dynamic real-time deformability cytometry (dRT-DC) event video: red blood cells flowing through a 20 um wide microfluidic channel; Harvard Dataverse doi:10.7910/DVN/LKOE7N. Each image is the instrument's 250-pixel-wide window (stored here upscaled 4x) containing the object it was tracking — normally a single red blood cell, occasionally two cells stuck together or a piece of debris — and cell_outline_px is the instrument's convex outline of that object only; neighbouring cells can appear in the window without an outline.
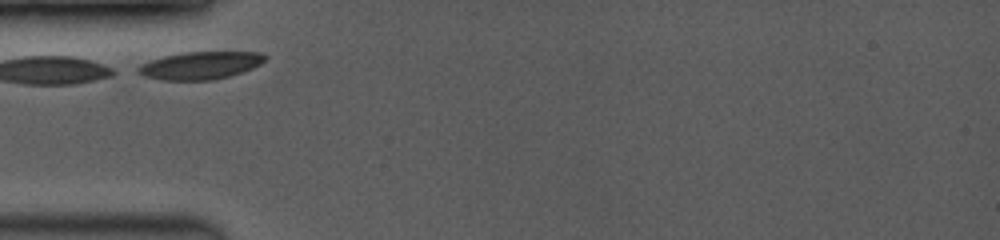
{"species": "common noctule bat (a hibernating species)", "species_latin": "Nyctalus noctula", "temperature_condition": "room temperature", "stored_images_in_passage": 16, "camera_frame_rate_fps": 3500, "um_per_image_px": 0.085, "animal": {"sex": "female", "body_mass_g": 19.0, "forearm_length_mm": 53.3}, "frame": {"image": 1, "passage_image": 1, "time_ms": 0.0, "image_size_px": [1000, 240], "cell_outline_px": [[268, 56], [260, 64], [252, 68], [228, 76], [212, 80], [164, 80], [144, 76], [136, 72], [136, 68], [140, 64], [164, 56], [184, 52], [260, 52]], "centroid_in_image_um": [17.0, 5.56], "position_along_channel_um": 68.0, "area_um2": 20.29}}
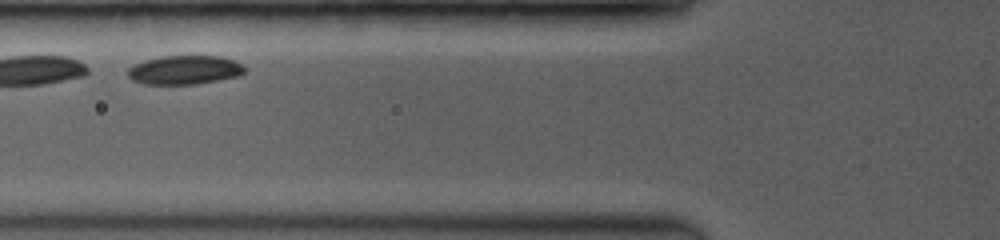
{"frame": {"image": 2, "passage_image": 5, "time_ms": 1.143, "image_size_px": [1000, 240], "cell_outline_px": [[244, 72], [240, 76], [196, 84], [144, 84], [132, 80], [128, 76], [128, 68], [132, 64], [144, 60], [160, 56], [220, 56], [232, 60], [240, 64], [244, 68]], "centroid_in_image_um": [15.64, 5.94], "position_along_channel_um": 110.2, "area_um2": 19.71}}